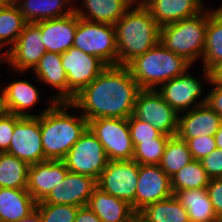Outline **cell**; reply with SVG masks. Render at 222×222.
Wrapping results in <instances>:
<instances>
[{
	"label": "cell",
	"instance_id": "6da1fadb",
	"mask_svg": "<svg viewBox=\"0 0 222 222\" xmlns=\"http://www.w3.org/2000/svg\"><path fill=\"white\" fill-rule=\"evenodd\" d=\"M141 90L127 66L109 65L75 95L71 103L87 121L99 118L128 119L133 115Z\"/></svg>",
	"mask_w": 222,
	"mask_h": 222
},
{
	"label": "cell",
	"instance_id": "7a4b0ae2",
	"mask_svg": "<svg viewBox=\"0 0 222 222\" xmlns=\"http://www.w3.org/2000/svg\"><path fill=\"white\" fill-rule=\"evenodd\" d=\"M70 109L76 110L75 113L68 111ZM77 111L71 102H55L40 115L44 161L63 160L88 128V121Z\"/></svg>",
	"mask_w": 222,
	"mask_h": 222
},
{
	"label": "cell",
	"instance_id": "3957f363",
	"mask_svg": "<svg viewBox=\"0 0 222 222\" xmlns=\"http://www.w3.org/2000/svg\"><path fill=\"white\" fill-rule=\"evenodd\" d=\"M118 65L127 66L136 57L155 47L160 40V26L149 9L139 1L116 22Z\"/></svg>",
	"mask_w": 222,
	"mask_h": 222
},
{
	"label": "cell",
	"instance_id": "277c9868",
	"mask_svg": "<svg viewBox=\"0 0 222 222\" xmlns=\"http://www.w3.org/2000/svg\"><path fill=\"white\" fill-rule=\"evenodd\" d=\"M185 58L158 43L144 54L132 60L127 68L141 89L156 90L167 82L191 69Z\"/></svg>",
	"mask_w": 222,
	"mask_h": 222
},
{
	"label": "cell",
	"instance_id": "5b68a950",
	"mask_svg": "<svg viewBox=\"0 0 222 222\" xmlns=\"http://www.w3.org/2000/svg\"><path fill=\"white\" fill-rule=\"evenodd\" d=\"M208 27V8L201 13L160 27V40L166 49L192 65L202 60Z\"/></svg>",
	"mask_w": 222,
	"mask_h": 222
},
{
	"label": "cell",
	"instance_id": "8992f818",
	"mask_svg": "<svg viewBox=\"0 0 222 222\" xmlns=\"http://www.w3.org/2000/svg\"><path fill=\"white\" fill-rule=\"evenodd\" d=\"M73 47L100 58L107 66L118 65L115 25L79 18Z\"/></svg>",
	"mask_w": 222,
	"mask_h": 222
},
{
	"label": "cell",
	"instance_id": "52a82bcc",
	"mask_svg": "<svg viewBox=\"0 0 222 222\" xmlns=\"http://www.w3.org/2000/svg\"><path fill=\"white\" fill-rule=\"evenodd\" d=\"M203 72L199 79L192 76L190 69L176 78L162 83L156 91L178 113L189 111L197 106L206 104L207 94L203 96L205 88L203 81L210 84L209 71L202 68ZM204 89V91H203ZM201 98V99H199ZM203 98V99H202ZM200 100V101H199Z\"/></svg>",
	"mask_w": 222,
	"mask_h": 222
},
{
	"label": "cell",
	"instance_id": "ba28073f",
	"mask_svg": "<svg viewBox=\"0 0 222 222\" xmlns=\"http://www.w3.org/2000/svg\"><path fill=\"white\" fill-rule=\"evenodd\" d=\"M63 161L70 172L98 180L109 159L101 142L87 128L73 144Z\"/></svg>",
	"mask_w": 222,
	"mask_h": 222
},
{
	"label": "cell",
	"instance_id": "9c48e42d",
	"mask_svg": "<svg viewBox=\"0 0 222 222\" xmlns=\"http://www.w3.org/2000/svg\"><path fill=\"white\" fill-rule=\"evenodd\" d=\"M88 128L103 145L109 160L133 159L134 145L127 119H94L88 121Z\"/></svg>",
	"mask_w": 222,
	"mask_h": 222
},
{
	"label": "cell",
	"instance_id": "30bf717a",
	"mask_svg": "<svg viewBox=\"0 0 222 222\" xmlns=\"http://www.w3.org/2000/svg\"><path fill=\"white\" fill-rule=\"evenodd\" d=\"M61 61L67 75V102H71L107 67L100 58L75 47L63 52Z\"/></svg>",
	"mask_w": 222,
	"mask_h": 222
},
{
	"label": "cell",
	"instance_id": "8fae6325",
	"mask_svg": "<svg viewBox=\"0 0 222 222\" xmlns=\"http://www.w3.org/2000/svg\"><path fill=\"white\" fill-rule=\"evenodd\" d=\"M139 163L131 160H109L97 180V187L116 198L129 202L135 211V194Z\"/></svg>",
	"mask_w": 222,
	"mask_h": 222
},
{
	"label": "cell",
	"instance_id": "7c38bea8",
	"mask_svg": "<svg viewBox=\"0 0 222 222\" xmlns=\"http://www.w3.org/2000/svg\"><path fill=\"white\" fill-rule=\"evenodd\" d=\"M133 116L150 123L162 134L176 136L179 114L156 90L142 89L138 93Z\"/></svg>",
	"mask_w": 222,
	"mask_h": 222
},
{
	"label": "cell",
	"instance_id": "4fadbf2b",
	"mask_svg": "<svg viewBox=\"0 0 222 222\" xmlns=\"http://www.w3.org/2000/svg\"><path fill=\"white\" fill-rule=\"evenodd\" d=\"M36 83L30 82L29 79H19L9 82L3 88L0 87V108L8 113L21 117H38L50 109L55 103L51 98H47L49 103L47 108L41 109L40 113L29 112L37 104H41V91L36 87ZM41 98V99H40ZM28 110V111H27Z\"/></svg>",
	"mask_w": 222,
	"mask_h": 222
},
{
	"label": "cell",
	"instance_id": "5bb4252c",
	"mask_svg": "<svg viewBox=\"0 0 222 222\" xmlns=\"http://www.w3.org/2000/svg\"><path fill=\"white\" fill-rule=\"evenodd\" d=\"M46 52L42 43L40 27L36 23H27L5 59L13 73L32 72Z\"/></svg>",
	"mask_w": 222,
	"mask_h": 222
},
{
	"label": "cell",
	"instance_id": "9a60e30c",
	"mask_svg": "<svg viewBox=\"0 0 222 222\" xmlns=\"http://www.w3.org/2000/svg\"><path fill=\"white\" fill-rule=\"evenodd\" d=\"M7 152L29 165L44 161L40 116L21 117L15 123L10 147Z\"/></svg>",
	"mask_w": 222,
	"mask_h": 222
},
{
	"label": "cell",
	"instance_id": "2e32d148",
	"mask_svg": "<svg viewBox=\"0 0 222 222\" xmlns=\"http://www.w3.org/2000/svg\"><path fill=\"white\" fill-rule=\"evenodd\" d=\"M174 195L171 178L159 165L139 164V174L135 194V212L138 214L146 206Z\"/></svg>",
	"mask_w": 222,
	"mask_h": 222
},
{
	"label": "cell",
	"instance_id": "e0dca14e",
	"mask_svg": "<svg viewBox=\"0 0 222 222\" xmlns=\"http://www.w3.org/2000/svg\"><path fill=\"white\" fill-rule=\"evenodd\" d=\"M96 187V179L68 171L64 179L39 202L79 207L87 206L89 198Z\"/></svg>",
	"mask_w": 222,
	"mask_h": 222
},
{
	"label": "cell",
	"instance_id": "ac0fdd59",
	"mask_svg": "<svg viewBox=\"0 0 222 222\" xmlns=\"http://www.w3.org/2000/svg\"><path fill=\"white\" fill-rule=\"evenodd\" d=\"M79 17L75 13L60 18L36 22L47 52H66L73 47Z\"/></svg>",
	"mask_w": 222,
	"mask_h": 222
},
{
	"label": "cell",
	"instance_id": "d6986e66",
	"mask_svg": "<svg viewBox=\"0 0 222 222\" xmlns=\"http://www.w3.org/2000/svg\"><path fill=\"white\" fill-rule=\"evenodd\" d=\"M68 171L63 160H45L30 165L26 189L36 202L42 201Z\"/></svg>",
	"mask_w": 222,
	"mask_h": 222
},
{
	"label": "cell",
	"instance_id": "ffe728a7",
	"mask_svg": "<svg viewBox=\"0 0 222 222\" xmlns=\"http://www.w3.org/2000/svg\"><path fill=\"white\" fill-rule=\"evenodd\" d=\"M222 124V118L209 106L202 104L178 116V138L214 136Z\"/></svg>",
	"mask_w": 222,
	"mask_h": 222
},
{
	"label": "cell",
	"instance_id": "44dd1931",
	"mask_svg": "<svg viewBox=\"0 0 222 222\" xmlns=\"http://www.w3.org/2000/svg\"><path fill=\"white\" fill-rule=\"evenodd\" d=\"M142 2L161 27L193 17L206 7L203 0H136Z\"/></svg>",
	"mask_w": 222,
	"mask_h": 222
},
{
	"label": "cell",
	"instance_id": "7402d4cb",
	"mask_svg": "<svg viewBox=\"0 0 222 222\" xmlns=\"http://www.w3.org/2000/svg\"><path fill=\"white\" fill-rule=\"evenodd\" d=\"M32 73L37 83L49 85L55 90L53 95L49 94L55 102H67V75L62 66L60 53L46 51Z\"/></svg>",
	"mask_w": 222,
	"mask_h": 222
},
{
	"label": "cell",
	"instance_id": "603a6c76",
	"mask_svg": "<svg viewBox=\"0 0 222 222\" xmlns=\"http://www.w3.org/2000/svg\"><path fill=\"white\" fill-rule=\"evenodd\" d=\"M77 2V0H75ZM81 1V0H80ZM136 0H82L74 13L81 19L115 25ZM82 6V7H81Z\"/></svg>",
	"mask_w": 222,
	"mask_h": 222
},
{
	"label": "cell",
	"instance_id": "cb8c5ba5",
	"mask_svg": "<svg viewBox=\"0 0 222 222\" xmlns=\"http://www.w3.org/2000/svg\"><path fill=\"white\" fill-rule=\"evenodd\" d=\"M87 206L102 222H130L137 214L132 205L96 187Z\"/></svg>",
	"mask_w": 222,
	"mask_h": 222
},
{
	"label": "cell",
	"instance_id": "d4e9b609",
	"mask_svg": "<svg viewBox=\"0 0 222 222\" xmlns=\"http://www.w3.org/2000/svg\"><path fill=\"white\" fill-rule=\"evenodd\" d=\"M28 23L74 13L75 0H12Z\"/></svg>",
	"mask_w": 222,
	"mask_h": 222
},
{
	"label": "cell",
	"instance_id": "484cf974",
	"mask_svg": "<svg viewBox=\"0 0 222 222\" xmlns=\"http://www.w3.org/2000/svg\"><path fill=\"white\" fill-rule=\"evenodd\" d=\"M27 189L0 188V222H18L36 210Z\"/></svg>",
	"mask_w": 222,
	"mask_h": 222
},
{
	"label": "cell",
	"instance_id": "4316f807",
	"mask_svg": "<svg viewBox=\"0 0 222 222\" xmlns=\"http://www.w3.org/2000/svg\"><path fill=\"white\" fill-rule=\"evenodd\" d=\"M190 222H222L216 215L206 188L179 190L175 194Z\"/></svg>",
	"mask_w": 222,
	"mask_h": 222
},
{
	"label": "cell",
	"instance_id": "83f0119b",
	"mask_svg": "<svg viewBox=\"0 0 222 222\" xmlns=\"http://www.w3.org/2000/svg\"><path fill=\"white\" fill-rule=\"evenodd\" d=\"M201 61V66L208 71L222 64V5L212 10L208 8L206 43Z\"/></svg>",
	"mask_w": 222,
	"mask_h": 222
},
{
	"label": "cell",
	"instance_id": "f1b7e54d",
	"mask_svg": "<svg viewBox=\"0 0 222 222\" xmlns=\"http://www.w3.org/2000/svg\"><path fill=\"white\" fill-rule=\"evenodd\" d=\"M138 215L146 222H190L186 209L175 195L146 206Z\"/></svg>",
	"mask_w": 222,
	"mask_h": 222
},
{
	"label": "cell",
	"instance_id": "f546056e",
	"mask_svg": "<svg viewBox=\"0 0 222 222\" xmlns=\"http://www.w3.org/2000/svg\"><path fill=\"white\" fill-rule=\"evenodd\" d=\"M30 165L9 154L0 153V188L26 189Z\"/></svg>",
	"mask_w": 222,
	"mask_h": 222
},
{
	"label": "cell",
	"instance_id": "4dcf8cb0",
	"mask_svg": "<svg viewBox=\"0 0 222 222\" xmlns=\"http://www.w3.org/2000/svg\"><path fill=\"white\" fill-rule=\"evenodd\" d=\"M27 23L13 1L0 7V40L8 47L4 51L5 59Z\"/></svg>",
	"mask_w": 222,
	"mask_h": 222
},
{
	"label": "cell",
	"instance_id": "1f68e13d",
	"mask_svg": "<svg viewBox=\"0 0 222 222\" xmlns=\"http://www.w3.org/2000/svg\"><path fill=\"white\" fill-rule=\"evenodd\" d=\"M192 160L193 157L186 141L173 136L166 143L159 166L171 178Z\"/></svg>",
	"mask_w": 222,
	"mask_h": 222
},
{
	"label": "cell",
	"instance_id": "d6a6232c",
	"mask_svg": "<svg viewBox=\"0 0 222 222\" xmlns=\"http://www.w3.org/2000/svg\"><path fill=\"white\" fill-rule=\"evenodd\" d=\"M210 178L200 160H192L171 177V187L175 194L179 190L206 188Z\"/></svg>",
	"mask_w": 222,
	"mask_h": 222
},
{
	"label": "cell",
	"instance_id": "836d02e7",
	"mask_svg": "<svg viewBox=\"0 0 222 222\" xmlns=\"http://www.w3.org/2000/svg\"><path fill=\"white\" fill-rule=\"evenodd\" d=\"M170 136L160 134L153 141H141L134 148L133 160L139 164L159 165Z\"/></svg>",
	"mask_w": 222,
	"mask_h": 222
},
{
	"label": "cell",
	"instance_id": "e575fe53",
	"mask_svg": "<svg viewBox=\"0 0 222 222\" xmlns=\"http://www.w3.org/2000/svg\"><path fill=\"white\" fill-rule=\"evenodd\" d=\"M79 206L37 202L41 222H74Z\"/></svg>",
	"mask_w": 222,
	"mask_h": 222
},
{
	"label": "cell",
	"instance_id": "d590c367",
	"mask_svg": "<svg viewBox=\"0 0 222 222\" xmlns=\"http://www.w3.org/2000/svg\"><path fill=\"white\" fill-rule=\"evenodd\" d=\"M127 120L134 148L141 143V141H153L154 138H157L161 134L150 123L139 120L133 115Z\"/></svg>",
	"mask_w": 222,
	"mask_h": 222
},
{
	"label": "cell",
	"instance_id": "8d00e7d4",
	"mask_svg": "<svg viewBox=\"0 0 222 222\" xmlns=\"http://www.w3.org/2000/svg\"><path fill=\"white\" fill-rule=\"evenodd\" d=\"M185 140L194 160H201L217 149L214 136H200L195 138H180Z\"/></svg>",
	"mask_w": 222,
	"mask_h": 222
},
{
	"label": "cell",
	"instance_id": "74e56055",
	"mask_svg": "<svg viewBox=\"0 0 222 222\" xmlns=\"http://www.w3.org/2000/svg\"><path fill=\"white\" fill-rule=\"evenodd\" d=\"M21 116L2 111L0 113V153L7 152L10 147L15 123Z\"/></svg>",
	"mask_w": 222,
	"mask_h": 222
},
{
	"label": "cell",
	"instance_id": "f35d334b",
	"mask_svg": "<svg viewBox=\"0 0 222 222\" xmlns=\"http://www.w3.org/2000/svg\"><path fill=\"white\" fill-rule=\"evenodd\" d=\"M200 162L210 179L222 178V149L213 150L209 155L203 157Z\"/></svg>",
	"mask_w": 222,
	"mask_h": 222
},
{
	"label": "cell",
	"instance_id": "ab89813d",
	"mask_svg": "<svg viewBox=\"0 0 222 222\" xmlns=\"http://www.w3.org/2000/svg\"><path fill=\"white\" fill-rule=\"evenodd\" d=\"M216 215L222 220V178H212L206 187Z\"/></svg>",
	"mask_w": 222,
	"mask_h": 222
},
{
	"label": "cell",
	"instance_id": "60d3db41",
	"mask_svg": "<svg viewBox=\"0 0 222 222\" xmlns=\"http://www.w3.org/2000/svg\"><path fill=\"white\" fill-rule=\"evenodd\" d=\"M207 94L206 105L222 118V87L212 86Z\"/></svg>",
	"mask_w": 222,
	"mask_h": 222
},
{
	"label": "cell",
	"instance_id": "b9f144b4",
	"mask_svg": "<svg viewBox=\"0 0 222 222\" xmlns=\"http://www.w3.org/2000/svg\"><path fill=\"white\" fill-rule=\"evenodd\" d=\"M74 222H102L100 218L88 207H79Z\"/></svg>",
	"mask_w": 222,
	"mask_h": 222
},
{
	"label": "cell",
	"instance_id": "7bdbcfd3",
	"mask_svg": "<svg viewBox=\"0 0 222 222\" xmlns=\"http://www.w3.org/2000/svg\"><path fill=\"white\" fill-rule=\"evenodd\" d=\"M210 85L222 87V64L213 66L209 70Z\"/></svg>",
	"mask_w": 222,
	"mask_h": 222
},
{
	"label": "cell",
	"instance_id": "ee69618b",
	"mask_svg": "<svg viewBox=\"0 0 222 222\" xmlns=\"http://www.w3.org/2000/svg\"><path fill=\"white\" fill-rule=\"evenodd\" d=\"M18 222H41L40 214L37 210H35L28 217L20 219Z\"/></svg>",
	"mask_w": 222,
	"mask_h": 222
},
{
	"label": "cell",
	"instance_id": "f6af8a7d",
	"mask_svg": "<svg viewBox=\"0 0 222 222\" xmlns=\"http://www.w3.org/2000/svg\"><path fill=\"white\" fill-rule=\"evenodd\" d=\"M214 137L217 148L222 149V124L219 127L218 131L215 133Z\"/></svg>",
	"mask_w": 222,
	"mask_h": 222
},
{
	"label": "cell",
	"instance_id": "bcb514c9",
	"mask_svg": "<svg viewBox=\"0 0 222 222\" xmlns=\"http://www.w3.org/2000/svg\"><path fill=\"white\" fill-rule=\"evenodd\" d=\"M130 222H146L140 215L136 214Z\"/></svg>",
	"mask_w": 222,
	"mask_h": 222
},
{
	"label": "cell",
	"instance_id": "7dc6e473",
	"mask_svg": "<svg viewBox=\"0 0 222 222\" xmlns=\"http://www.w3.org/2000/svg\"><path fill=\"white\" fill-rule=\"evenodd\" d=\"M4 47H6V45L0 40V56L5 60V52H3Z\"/></svg>",
	"mask_w": 222,
	"mask_h": 222
},
{
	"label": "cell",
	"instance_id": "c3c4849f",
	"mask_svg": "<svg viewBox=\"0 0 222 222\" xmlns=\"http://www.w3.org/2000/svg\"><path fill=\"white\" fill-rule=\"evenodd\" d=\"M12 0H0V7L8 5Z\"/></svg>",
	"mask_w": 222,
	"mask_h": 222
},
{
	"label": "cell",
	"instance_id": "681fc988",
	"mask_svg": "<svg viewBox=\"0 0 222 222\" xmlns=\"http://www.w3.org/2000/svg\"><path fill=\"white\" fill-rule=\"evenodd\" d=\"M4 63H5V60L0 56V65Z\"/></svg>",
	"mask_w": 222,
	"mask_h": 222
}]
</instances>
